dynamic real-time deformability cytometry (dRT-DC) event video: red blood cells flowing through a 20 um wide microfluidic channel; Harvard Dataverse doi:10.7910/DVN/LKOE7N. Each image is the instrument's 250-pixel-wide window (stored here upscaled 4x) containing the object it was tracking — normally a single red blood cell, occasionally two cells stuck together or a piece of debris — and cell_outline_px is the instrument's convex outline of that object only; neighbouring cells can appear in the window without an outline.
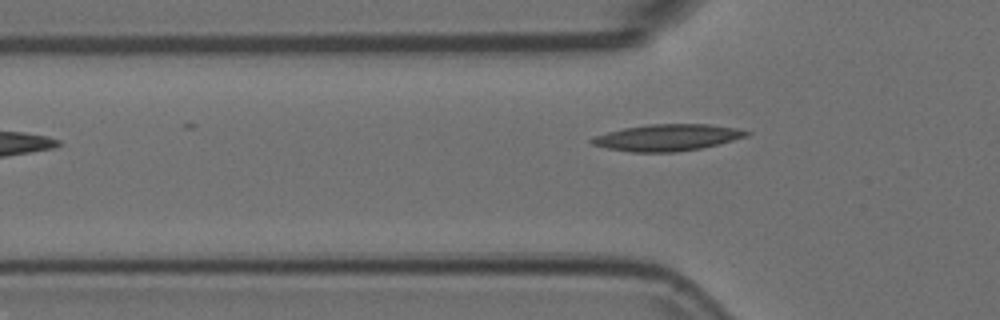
{"species": "Egyptian fruit bat (a non-hibernating species)", "species_latin": "Rousettus aegyptiacus", "temperature_condition": "room temperature", "stored_images_in_passage": 3, "camera_frame_rate_fps": 3000, "um_per_image_px": 0.085, "animal": {"sex": "female"}, "frame": {"image": 1, "passage_image": 3, "time_ms": 0.667, "image_size_px": [1000, 320], "cell_outline_px": [[752, 132], [748, 136], [700, 148], [676, 152], [632, 152], [608, 148], [592, 144], [588, 140], [592, 136], [624, 128], [648, 124], [708, 124], [736, 128]], "centroid_in_image_um": [56.69, 11.68], "position_along_channel_um": 69.1, "area_um2": 23.81}}